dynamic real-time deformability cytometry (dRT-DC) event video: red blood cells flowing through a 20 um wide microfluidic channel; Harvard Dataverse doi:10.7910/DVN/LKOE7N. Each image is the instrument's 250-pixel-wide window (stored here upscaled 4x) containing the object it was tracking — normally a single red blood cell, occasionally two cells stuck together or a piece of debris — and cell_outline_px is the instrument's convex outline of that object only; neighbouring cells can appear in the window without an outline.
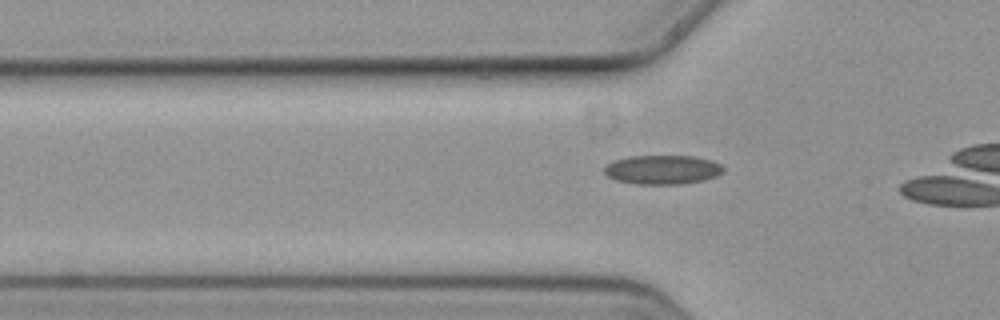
{"species": "common noctule bat (a hibernating species)", "species_latin": "Nyctalus noctula", "temperature_condition": "cold", "stored_images_in_passage": 4, "segment_of_instrument_passage": [2, 2], "camera_frame_rate_fps": 3000, "um_per_image_px": 0.085, "animal": {"sex": "female", "body_mass_g": 19.3, "forearm_length_mm": 54.1}, "frame": {"image": 1, "passage_image": 4, "time_ms": 1.0, "image_size_px": [1000, 320], "cell_outline_px": [[724, 172], [716, 176], [704, 180], [680, 184], [636, 184], [616, 180], [608, 176], [604, 172], [604, 168], [612, 160], [628, 156], [692, 156], [712, 160], [720, 164], [724, 168]], "centroid_in_image_um": [56.31, 14.42], "position_along_channel_um": 69.5, "area_um2": 20.29}}